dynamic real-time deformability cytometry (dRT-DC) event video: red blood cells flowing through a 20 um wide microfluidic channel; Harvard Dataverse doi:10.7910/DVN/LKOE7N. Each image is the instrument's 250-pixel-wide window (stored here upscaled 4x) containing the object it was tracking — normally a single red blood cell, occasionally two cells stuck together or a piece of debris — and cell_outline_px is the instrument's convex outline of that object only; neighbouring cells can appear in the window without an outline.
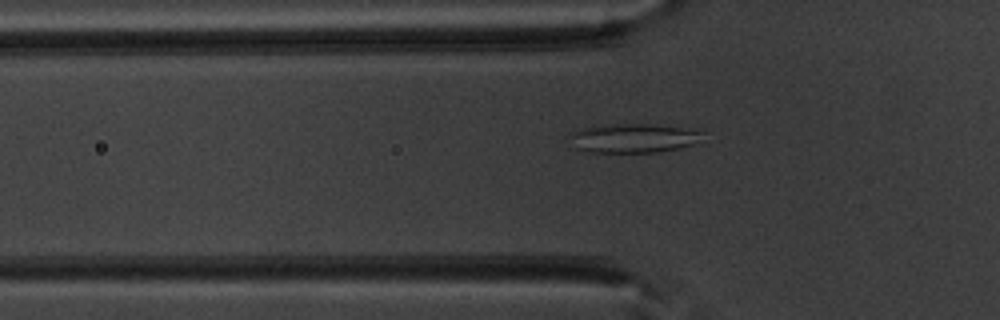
{"species": "common noctule bat (a hibernating species)", "species_latin": "Nyctalus noctula", "temperature_condition": "warm", "stored_images_in_passage": 43, "camera_frame_rate_fps": 3000, "um_per_image_px": 0.085, "animal": {"sex": "male", "body_mass_g": 20.1, "forearm_length_mm": 53.5}, "frame": {"image": 1, "passage_image": 9, "time_ms": 2.667, "image_size_px": [1000, 320], "cell_outline_px": [[704, 132], [700, 144], [660, 152], [592, 152], [576, 148], [572, 136], [572, 132], [580, 128], [612, 124], [648, 124], [704, 128]], "centroid_in_image_um": [54.06, 11.73], "position_along_channel_um": 71.7, "area_um2": 23.0}}
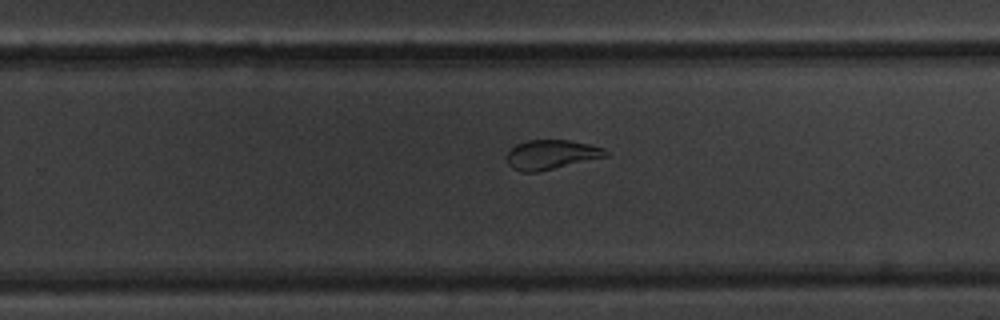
{"frame": {"image": 2, "passage_image": 25, "time_ms": 8.0, "image_size_px": [1000, 320], "cell_outline_px": [[608, 156], [536, 172], [520, 172], [512, 168], [508, 164], [508, 152], [516, 144], [528, 140], [568, 140], [588, 144], [604, 148], [608, 152]], "centroid_in_image_um": [46.85, 13.14], "position_along_channel_um": 282.9, "area_um2": 16.76}}
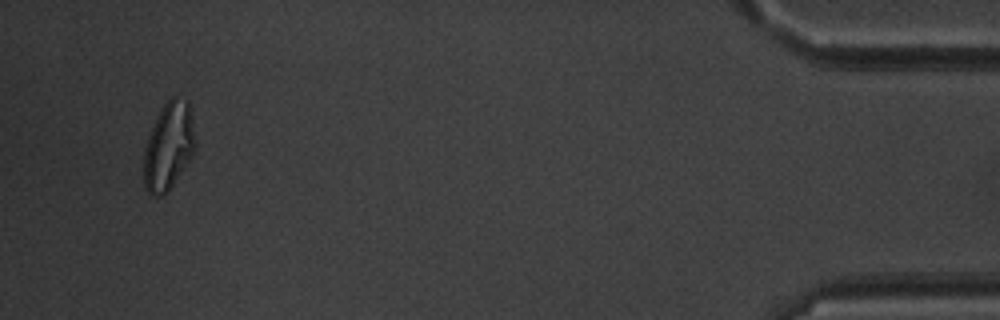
{"frame": {"image": 3, "passage_image": 41, "time_ms": 13.333, "image_size_px": [1000, 320], "cell_outline_px": [[196, 144], [192, 156], [168, 192], [164, 196], [148, 196], [144, 188], [144, 148], [148, 136], [156, 116], [160, 108], [172, 96], [176, 96], [188, 100]], "centroid_in_image_um": [14.31, 12.46], "position_along_channel_um": 420.9, "area_um2": 26.53}, "authors_computed_cell_mechanics": {"area_um2": 20.1144, "velocity_mm_per_s": 3.9484, "shape_relaxation_time_tau1_ms": 9.2088, "shape_relaxation_time_tau2_ms": 1.4495, "deformation_change_tau1": 0.2288, "deformation_change_tau2": 0.0627}}